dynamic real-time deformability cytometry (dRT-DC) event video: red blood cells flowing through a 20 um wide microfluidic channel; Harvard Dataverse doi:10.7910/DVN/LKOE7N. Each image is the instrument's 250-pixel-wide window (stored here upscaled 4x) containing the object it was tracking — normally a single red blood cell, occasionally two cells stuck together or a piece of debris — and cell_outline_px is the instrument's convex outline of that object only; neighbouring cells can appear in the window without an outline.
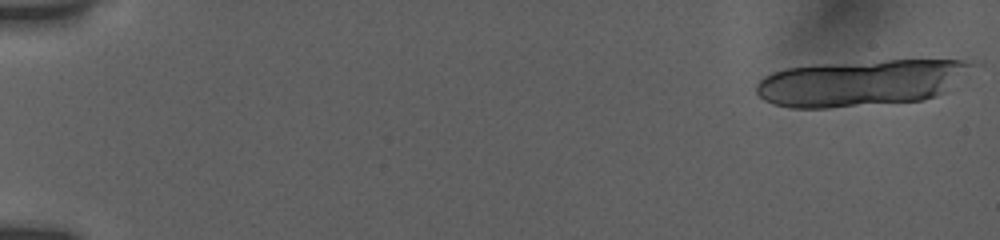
{"species": "human", "species_latin": "Homo sapiens", "temperature_condition": "room temperature", "stored_images_in_passage": 20, "camera_frame_rate_fps": 3000, "um_per_image_px": 0.085, "donor": {"sex": "female"}, "frame": {"image": 1, "passage_image": 1, "time_ms": 0.0, "image_size_px": [1000, 240], "cell_outline_px": [[972, 64], [944, 92], [936, 96], [920, 100], [828, 108], [792, 108], [776, 104], [764, 100], [756, 92], [756, 84], [764, 76], [772, 72], [784, 68], [816, 64], [888, 60], [964, 60]], "centroid_in_image_um": [73.04, 7.04], "position_along_channel_um": 12.0, "area_um2": 57.4}}